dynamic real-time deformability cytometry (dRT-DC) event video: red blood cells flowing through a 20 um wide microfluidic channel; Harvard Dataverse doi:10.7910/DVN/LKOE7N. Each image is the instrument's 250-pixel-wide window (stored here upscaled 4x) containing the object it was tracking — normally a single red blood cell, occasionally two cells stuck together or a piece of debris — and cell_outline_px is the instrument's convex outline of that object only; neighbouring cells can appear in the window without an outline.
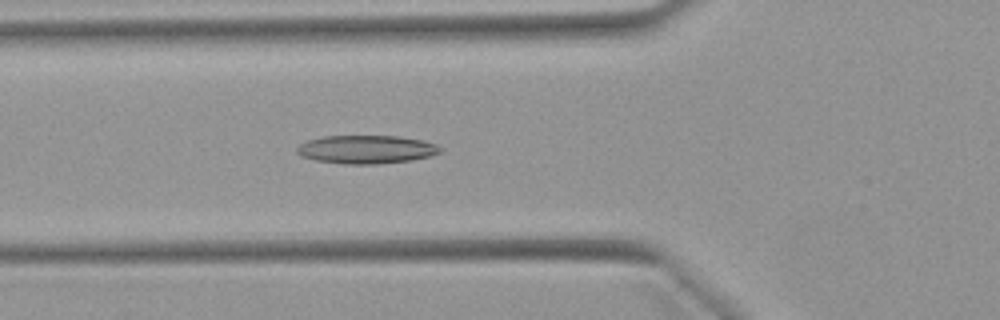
{"species": "Egyptian fruit bat (a non-hibernating species)", "species_latin": "Rousettus aegyptiacus", "temperature_condition": "warm", "stored_images_in_passage": 35, "camera_frame_rate_fps": 3000, "um_per_image_px": 0.085, "animal": {"sex": "female"}, "frame": {"image": 1, "passage_image": 9, "time_ms": 2.667, "image_size_px": [1000, 320], "cell_outline_px": [[444, 148], [440, 152], [432, 156], [412, 160], [376, 164], [344, 164], [316, 160], [300, 156], [296, 152], [296, 148], [300, 144], [308, 140], [324, 136], [396, 136], [424, 140], [436, 144]], "centroid_in_image_um": [31.17, 12.7], "position_along_channel_um": 94.6, "area_um2": 23.81}}
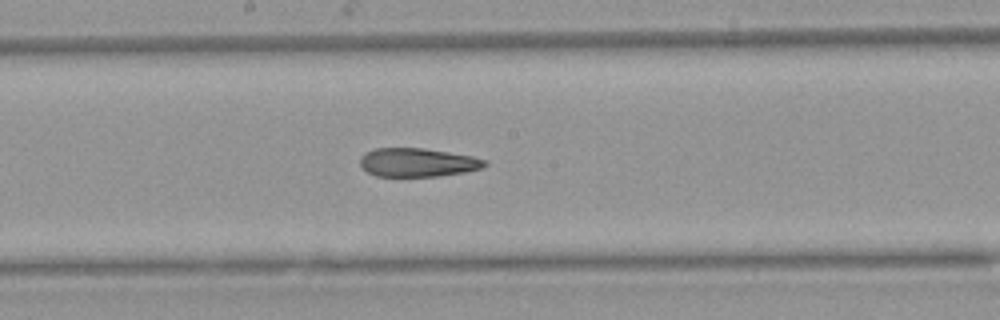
{"frame": {"image": 2, "passage_image": 18, "time_ms": 5.667, "image_size_px": [1000, 320], "cell_outline_px": [[488, 164], [480, 168], [464, 172], [436, 176], [376, 176], [368, 172], [360, 164], [360, 156], [364, 152], [376, 148], [424, 148], [472, 156], [488, 160]], "centroid_in_image_um": [35.48, 13.8], "position_along_channel_um": 212.7, "area_um2": 20.75}}
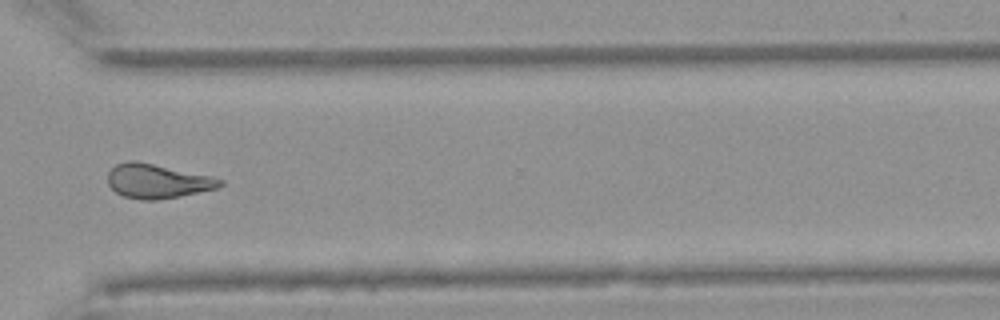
{"frame": {"image": 3, "passage_image": 29, "time_ms": 9.333, "image_size_px": [1000, 320], "cell_outline_px": [[224, 184], [216, 188], [180, 196], [156, 200], [140, 200], [124, 196], [116, 192], [108, 184], [108, 172], [116, 164], [128, 160], [136, 160], [212, 176], [224, 180]], "centroid_in_image_um": [13.37, 15.39], "position_along_channel_um": 357.2, "area_um2": 22.43}, "authors_computed_cell_mechanics": {"area_um2": 22.4264, "velocity_mm_per_s": 3.9326, "shape_relaxation_time_tau1_ms": null, "shape_relaxation_time_tau2_ms": 3.1068, "deformation_change_tau1": null, "deformation_change_tau2": 0.1155}}